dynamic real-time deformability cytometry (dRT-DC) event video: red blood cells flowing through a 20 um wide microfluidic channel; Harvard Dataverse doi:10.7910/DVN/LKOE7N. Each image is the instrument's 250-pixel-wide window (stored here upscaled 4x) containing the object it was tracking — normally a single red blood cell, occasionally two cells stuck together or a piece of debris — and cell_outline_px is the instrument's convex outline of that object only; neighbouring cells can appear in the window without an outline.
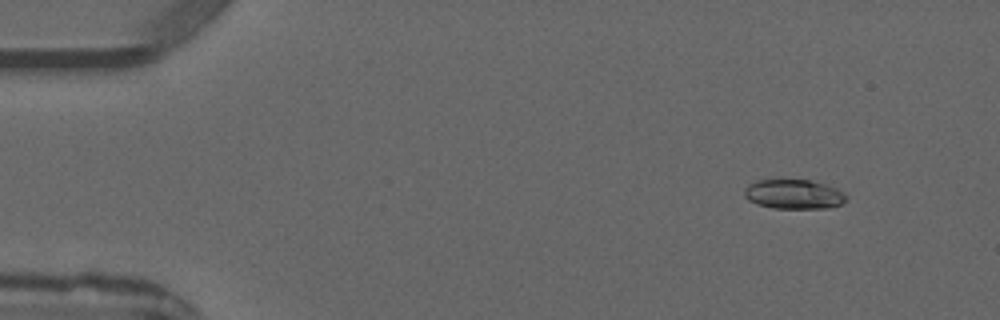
{"species": "common noctule bat (a hibernating species)", "species_latin": "Nyctalus noctula", "temperature_condition": "warm", "stored_images_in_passage": 4, "camera_frame_rate_fps": 3000, "um_per_image_px": 0.085, "animal": {"sex": "male", "forearm_length_mm": 52.5}, "frame": {"image": 1, "passage_image": 2, "time_ms": 1.0, "image_size_px": [1000, 320], "cell_outline_px": [[848, 200], [840, 204], [828, 208], [772, 208], [756, 204], [748, 200], [744, 196], [744, 188], [748, 184], [756, 180], [808, 180], [824, 184], [836, 188], [844, 192], [848, 196]], "centroid_in_image_um": [67.46, 16.51], "position_along_channel_um": 17.5, "area_um2": 17.63}}